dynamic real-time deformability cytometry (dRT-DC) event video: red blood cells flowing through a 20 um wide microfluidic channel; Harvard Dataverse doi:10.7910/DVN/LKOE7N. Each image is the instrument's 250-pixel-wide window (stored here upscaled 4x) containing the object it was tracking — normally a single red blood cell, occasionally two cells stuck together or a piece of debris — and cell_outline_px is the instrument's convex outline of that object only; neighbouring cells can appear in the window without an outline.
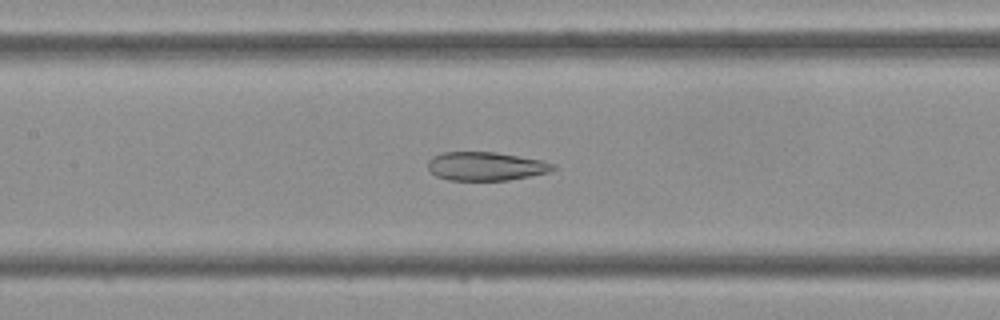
{"species": "Egyptian fruit bat (a non-hibernating species)", "species_latin": "Rousettus aegyptiacus", "temperature_condition": "cold", "stored_images_in_passage": 44, "camera_frame_rate_fps": 3000, "um_per_image_px": 0.085, "frame": {"image": 1, "passage_image": 20, "time_ms": 6.333, "image_size_px": [1000, 320], "cell_outline_px": [[556, 168], [548, 172], [508, 180], [448, 180], [436, 176], [428, 168], [428, 160], [432, 156], [444, 152], [496, 152], [540, 160], [556, 164]], "centroid_in_image_um": [41.27, 14.13], "position_along_channel_um": 166.1, "area_um2": 20.75}}
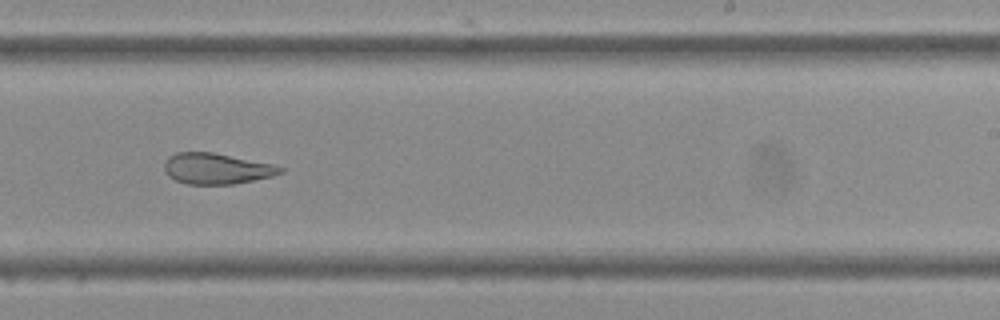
{"frame": {"image": 2, "passage_image": 27, "time_ms": 8.667, "image_size_px": [1000, 320], "cell_outline_px": [[284, 172], [272, 176], [232, 184], [188, 184], [176, 180], [168, 176], [164, 172], [164, 164], [168, 156], [176, 152], [212, 152], [272, 164], [284, 168]], "centroid_in_image_um": [18.37, 14.33], "position_along_channel_um": 270.6, "area_um2": 20.75}}
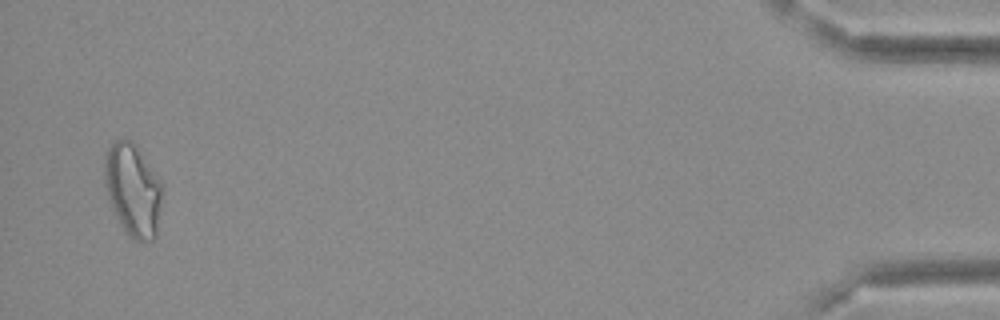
{"frame": {"image": 3, "passage_image": 43, "time_ms": 14.0, "image_size_px": [1000, 320], "cell_outline_px": [[160, 204], [156, 236], [152, 240], [136, 240], [128, 236], [124, 232], [112, 208], [104, 184], [104, 156], [108, 148], [116, 140], [132, 140], [136, 144], [160, 180]], "centroid_in_image_um": [11.26, 16.13], "position_along_channel_um": 423.9, "area_um2": 30.81}}